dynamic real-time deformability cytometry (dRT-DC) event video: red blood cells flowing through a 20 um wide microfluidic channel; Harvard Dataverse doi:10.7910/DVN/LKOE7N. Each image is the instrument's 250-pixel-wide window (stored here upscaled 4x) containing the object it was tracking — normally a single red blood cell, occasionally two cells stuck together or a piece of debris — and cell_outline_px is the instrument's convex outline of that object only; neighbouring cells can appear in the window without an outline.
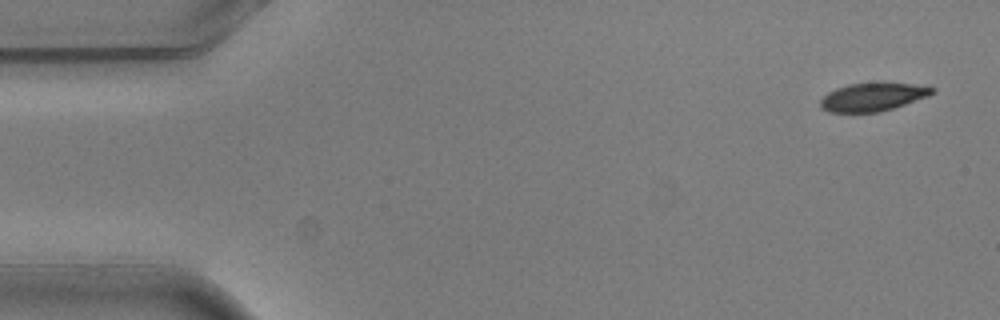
{"species": "common noctule bat (a hibernating species)", "species_latin": "Nyctalus noctula", "temperature_condition": "warm", "stored_images_in_passage": 9, "camera_frame_rate_fps": 3000, "um_per_image_px": 0.085, "animal": {"sex": "male", "body_mass_g": 20.5, "forearm_length_mm": 52.5}, "frame": {"image": 1, "passage_image": 1, "time_ms": 0.0, "image_size_px": [1000, 320], "cell_outline_px": [[936, 92], [928, 96], [880, 112], [828, 112], [820, 108], [820, 100], [828, 92], [836, 88], [848, 84], [928, 84], [936, 88]], "centroid_in_image_um": [74.21, 8.25], "position_along_channel_um": 10.8, "area_um2": 18.21}}
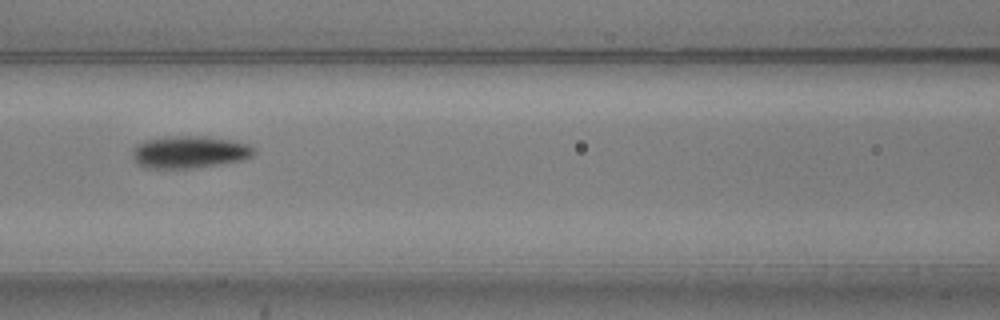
{"frame": {"image": 2, "passage_image": 7, "time_ms": 2.0, "image_size_px": [1000, 320], "cell_outline_px": [[256, 152], [252, 156], [244, 160], [196, 168], [144, 168], [136, 164], [132, 156], [132, 148], [136, 144], [144, 140], [176, 136], [204, 136], [232, 140], [248, 144], [256, 148]], "centroid_in_image_um": [16.1, 12.93], "position_along_channel_um": 150.5, "area_um2": 23.18}}
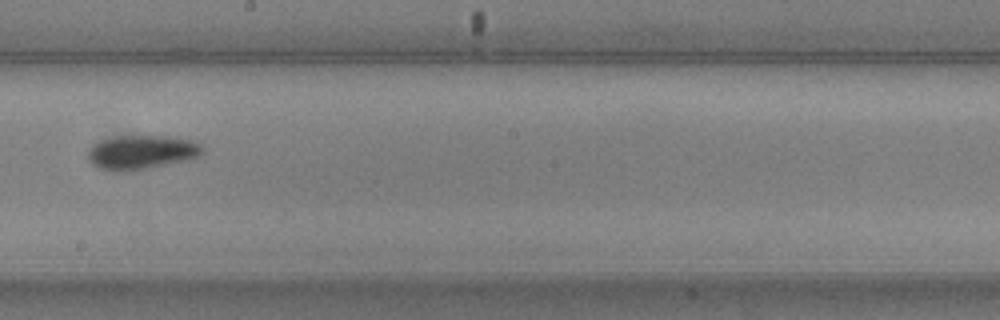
{"frame": {"image": 3, "passage_image": 9, "time_ms": 2.667, "image_size_px": [1000, 320], "cell_outline_px": [[204, 152], [200, 156], [188, 160], [148, 168], [120, 172], [100, 168], [88, 156], [88, 152], [100, 140], [112, 136], [176, 136], [192, 140], [200, 144], [204, 148]], "centroid_in_image_um": [12.13, 12.92], "position_along_channel_um": 236.1, "area_um2": 22.66}}